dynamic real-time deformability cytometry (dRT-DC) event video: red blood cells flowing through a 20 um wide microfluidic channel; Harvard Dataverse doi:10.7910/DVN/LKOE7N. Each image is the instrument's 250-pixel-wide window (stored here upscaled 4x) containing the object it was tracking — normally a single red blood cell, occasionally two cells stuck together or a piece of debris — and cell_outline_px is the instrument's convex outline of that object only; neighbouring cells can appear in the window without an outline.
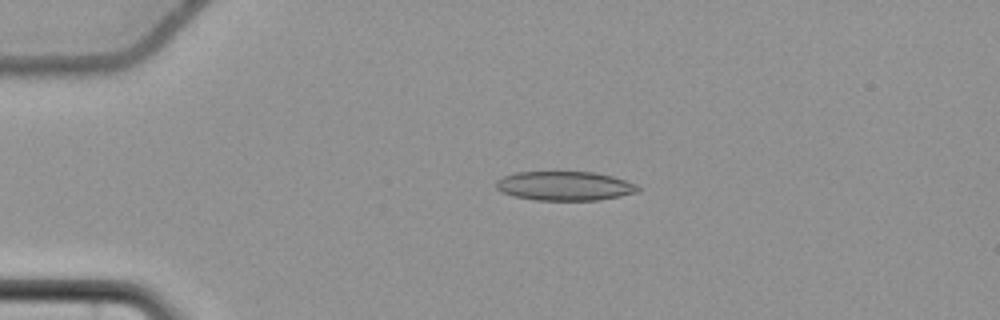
{"species": "common noctule bat (a hibernating species)", "species_latin": "Nyctalus noctula", "temperature_condition": "cold", "stored_images_in_passage": 57, "camera_frame_rate_fps": 3000, "um_per_image_px": 0.085, "animal": {"sex": "female", "body_mass_g": 22.7, "forearm_length_mm": 54.2}, "frame": {"image": 1, "passage_image": 14, "time_ms": 4.333, "image_size_px": [1000, 320], "cell_outline_px": [[640, 192], [600, 200], [536, 200], [512, 196], [496, 188], [496, 180], [504, 176], [516, 172], [592, 172], [612, 176], [636, 184], [640, 188]], "centroid_in_image_um": [48.01, 15.81], "position_along_channel_um": 37.0, "area_um2": 24.1}}
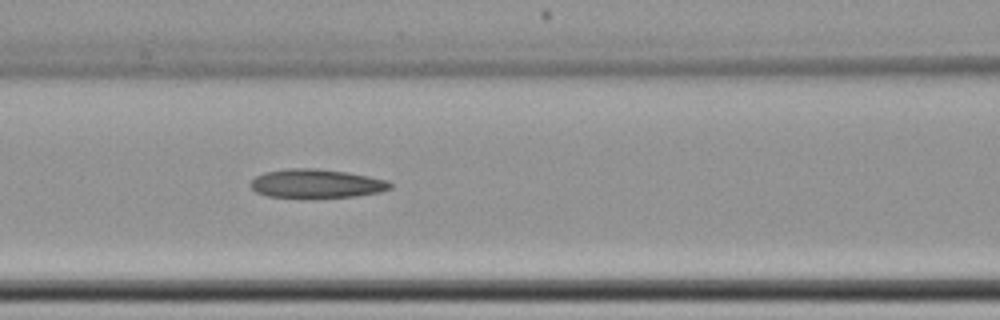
{"frame": {"image": 2, "passage_image": 26, "time_ms": 8.333, "image_size_px": [1000, 320], "cell_outline_px": [[392, 188], [380, 192], [356, 196], [304, 200], [268, 196], [256, 192], [248, 184], [256, 176], [264, 172], [288, 168], [316, 168], [348, 172], [388, 180], [392, 184]], "centroid_in_image_um": [26.87, 15.64], "position_along_channel_um": 139.7, "area_um2": 24.33}}
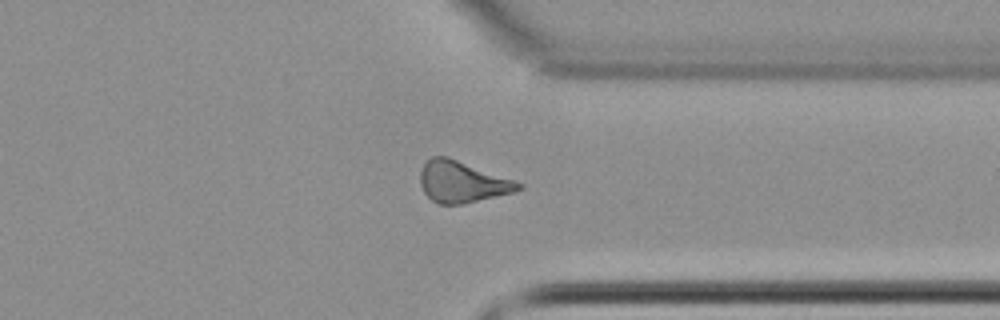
{"frame": {"image": 3, "passage_image": 45, "time_ms": 14.667, "image_size_px": [1000, 320], "cell_outline_px": [[524, 188], [512, 192], [464, 204], [440, 204], [432, 200], [424, 192], [420, 184], [420, 172], [424, 164], [432, 156], [448, 156], [524, 184]], "centroid_in_image_um": [39.27, 15.45], "position_along_channel_um": 372.1, "area_um2": 23.47}, "authors_computed_cell_mechanics": {"area_um2": 23.8136, "velocity_mm_per_s": 3.682, "shape_relaxation_time_tau1_ms": 9.0116, "shape_relaxation_time_tau2_ms": 6.6674, "deformation_change_tau1": 0.1476, "deformation_change_tau2": 0.1589}}